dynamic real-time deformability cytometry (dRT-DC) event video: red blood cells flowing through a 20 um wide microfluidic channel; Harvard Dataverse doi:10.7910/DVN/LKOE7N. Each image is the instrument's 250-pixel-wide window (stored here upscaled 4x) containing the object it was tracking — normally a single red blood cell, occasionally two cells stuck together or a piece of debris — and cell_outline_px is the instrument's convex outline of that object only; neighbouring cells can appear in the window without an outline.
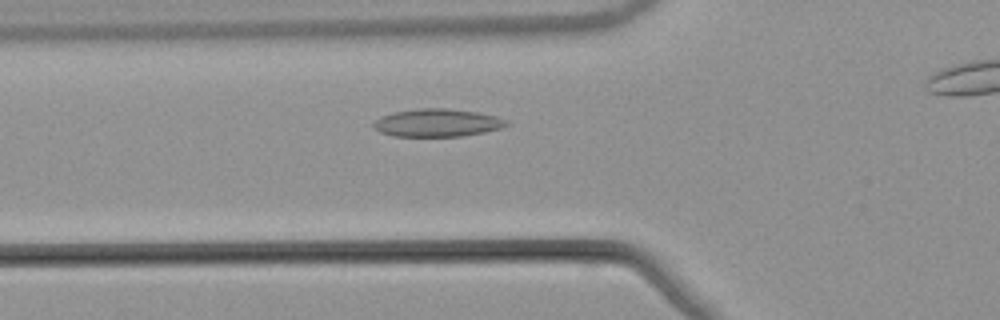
{"species": "common noctule bat (a hibernating species)", "species_latin": "Nyctalus noctula", "temperature_condition": "warm", "stored_images_in_passage": 29, "camera_frame_rate_fps": 3000, "um_per_image_px": 0.085, "animal": {"sex": "male", "body_mass_g": 21.5, "forearm_length_mm": 52.0}, "frame": {"image": 1, "passage_image": 4, "time_ms": 1.0, "image_size_px": [1000, 320], "cell_outline_px": [[512, 124], [500, 128], [484, 132], [460, 136], [392, 136], [380, 132], [372, 128], [372, 124], [380, 116], [392, 112], [420, 108], [448, 108], [480, 112], [496, 116], [508, 120]], "centroid_in_image_um": [37.17, 10.43], "position_along_channel_um": 88.6, "area_um2": 21.85}}
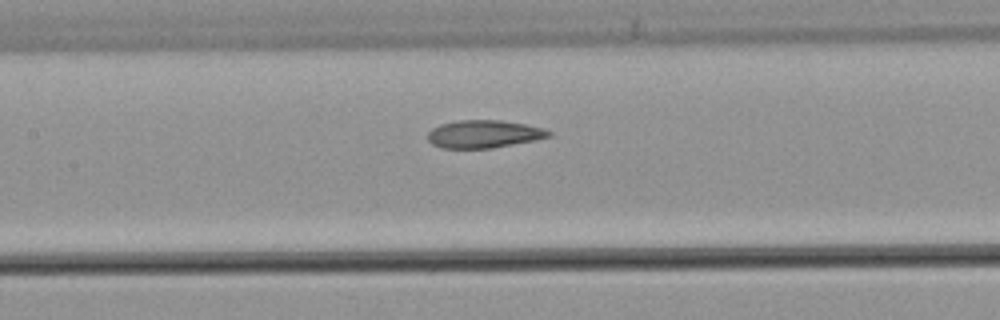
{"frame": {"image": 2, "passage_image": 10, "time_ms": 3.0, "image_size_px": [1000, 320], "cell_outline_px": [[552, 136], [536, 140], [492, 148], [440, 148], [432, 144], [428, 140], [428, 132], [432, 128], [440, 124], [460, 120], [500, 120], [524, 124], [544, 128], [552, 132]], "centroid_in_image_um": [41.14, 11.39], "position_along_channel_um": 166.3, "area_um2": 19.65}}
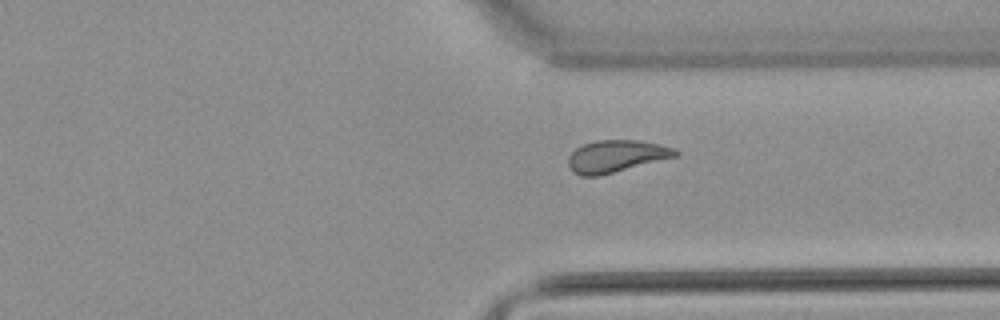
{"frame": {"image": 3, "passage_image": 25, "time_ms": 8.0, "image_size_px": [1000, 320], "cell_outline_px": [[680, 156], [600, 176], [580, 176], [572, 172], [568, 164], [568, 156], [576, 148], [584, 144], [596, 140], [636, 140], [660, 144], [672, 148], [680, 152]], "centroid_in_image_um": [52.39, 13.29], "position_along_channel_um": 359.0, "area_um2": 20.35}}